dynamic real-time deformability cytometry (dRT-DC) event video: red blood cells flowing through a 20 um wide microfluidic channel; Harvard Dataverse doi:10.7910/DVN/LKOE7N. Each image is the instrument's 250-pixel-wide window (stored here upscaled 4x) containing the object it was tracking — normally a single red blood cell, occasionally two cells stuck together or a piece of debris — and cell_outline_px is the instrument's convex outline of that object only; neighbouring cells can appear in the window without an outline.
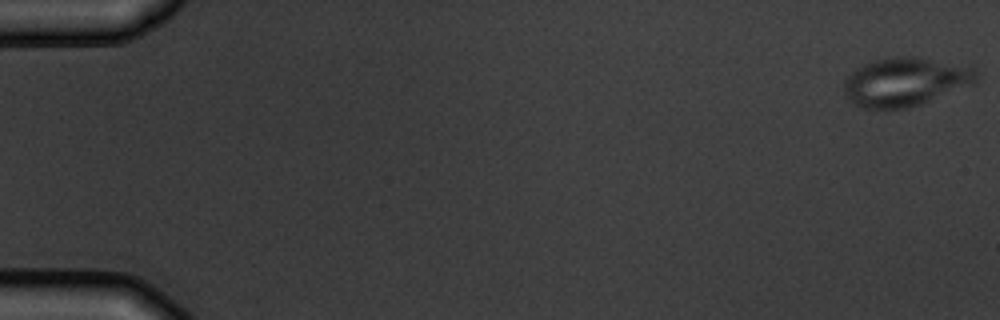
{"species": "common noctule bat (a hibernating species)", "species_latin": "Nyctalus noctula", "temperature_condition": "warm", "stored_images_in_passage": 5, "camera_frame_rate_fps": 3000, "um_per_image_px": 0.085, "animal": {"sex": "male", "body_mass_g": 19.5, "forearm_length_mm": 54.6}, "frame": {"image": 1, "passage_image": 1, "time_ms": 0.0, "image_size_px": [1000, 320], "cell_outline_px": [[980, 76], [976, 84], [920, 104], [908, 108], [864, 108], [848, 100], [844, 96], [844, 80], [856, 68], [864, 64], [876, 60], [892, 56], [912, 56], [972, 64], [976, 68]], "centroid_in_image_um": [77.05, 6.92], "position_along_channel_um": 7.9, "area_um2": 38.32}}